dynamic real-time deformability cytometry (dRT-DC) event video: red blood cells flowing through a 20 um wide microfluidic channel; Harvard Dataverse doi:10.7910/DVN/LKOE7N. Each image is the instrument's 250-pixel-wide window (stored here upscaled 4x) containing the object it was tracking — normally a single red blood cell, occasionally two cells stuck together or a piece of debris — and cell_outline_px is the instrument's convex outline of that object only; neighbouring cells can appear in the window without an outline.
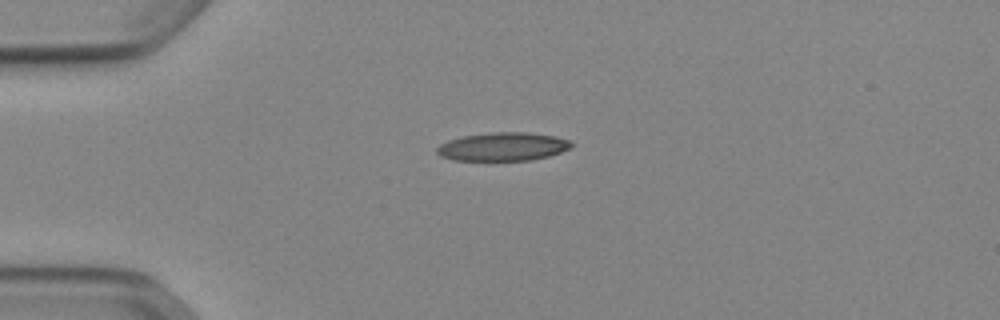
{"species": "Egyptian fruit bat (a non-hibernating species)", "species_latin": "Rousettus aegyptiacus", "temperature_condition": "cold", "stored_images_in_passage": 40, "camera_frame_rate_fps": 3000, "um_per_image_px": 0.085, "animal": {"sex": "female"}, "frame": {"image": 1, "passage_image": 1, "time_ms": 0.0, "image_size_px": [1000, 320], "cell_outline_px": [[572, 144], [568, 148], [560, 152], [548, 156], [528, 160], [456, 160], [440, 156], [436, 152], [436, 148], [440, 144], [448, 140], [464, 136], [492, 132], [528, 132], [556, 136], [568, 140]], "centroid_in_image_um": [42.71, 12.46], "position_along_channel_um": 42.3, "area_um2": 22.02}}
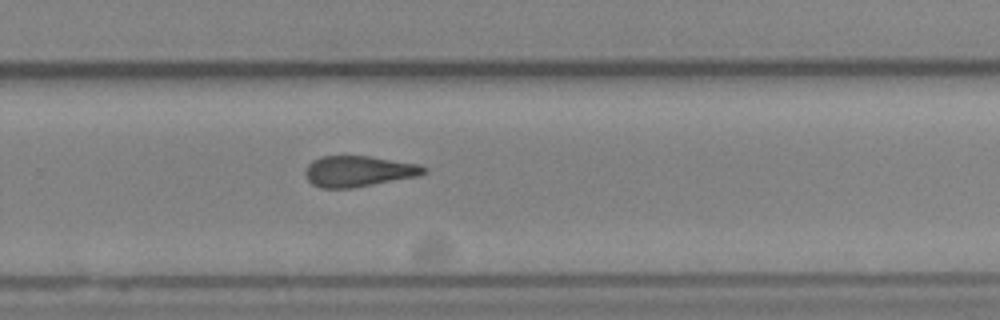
{"frame": {"image": 2, "passage_image": 23, "time_ms": 7.333, "image_size_px": [1000, 320], "cell_outline_px": [[428, 172], [420, 176], [352, 188], [320, 188], [312, 184], [308, 180], [304, 172], [308, 164], [312, 160], [320, 156], [368, 156], [420, 164], [428, 168]], "centroid_in_image_um": [30.5, 14.56], "position_along_channel_um": 299.3, "area_um2": 21.56}}
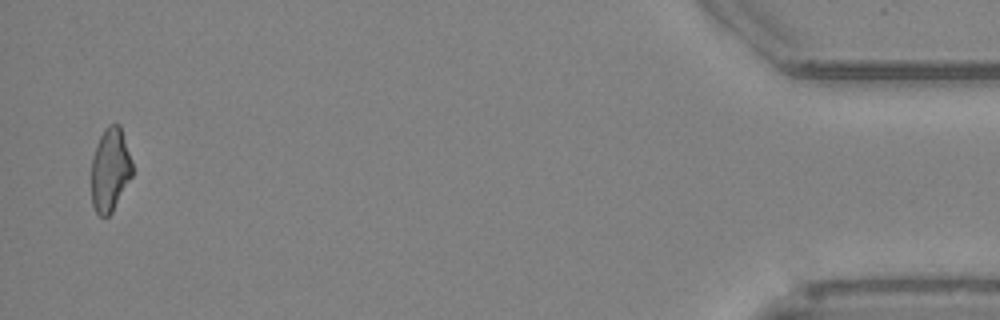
{"frame": {"image": 3, "passage_image": 39, "time_ms": 12.667, "image_size_px": [1000, 320], "cell_outline_px": [[132, 176], [112, 212], [108, 216], [100, 216], [96, 212], [92, 204], [92, 156], [96, 144], [100, 136], [108, 124], [120, 124], [132, 160]], "centroid_in_image_um": [9.36, 14.41], "position_along_channel_um": 425.8, "area_um2": 19.94}, "authors_computed_cell_mechanics": {"area_um2": 21.7617, "velocity_mm_per_s": 3.8998, "shape_relaxation_time_tau1_ms": null, "shape_relaxation_time_tau2_ms": 4.1745, "deformation_change_tau1": null, "deformation_change_tau2": 0.1488}}